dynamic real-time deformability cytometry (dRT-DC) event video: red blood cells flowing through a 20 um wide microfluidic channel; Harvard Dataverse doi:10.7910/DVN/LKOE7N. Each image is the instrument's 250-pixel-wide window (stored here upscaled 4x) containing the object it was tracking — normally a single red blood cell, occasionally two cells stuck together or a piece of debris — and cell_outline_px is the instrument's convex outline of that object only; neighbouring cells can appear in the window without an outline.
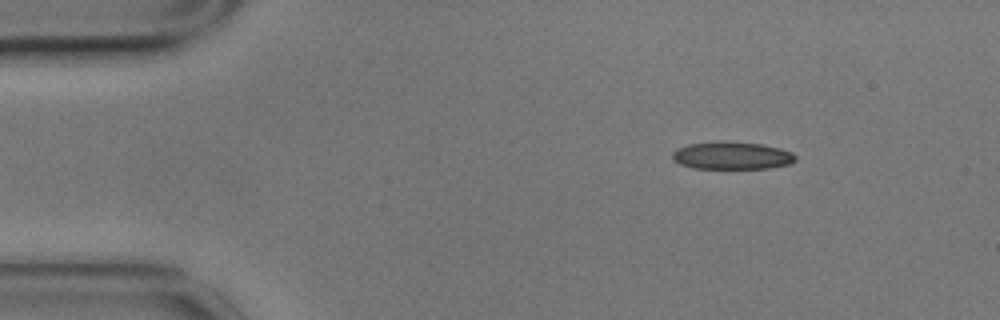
{"species": "common noctule bat (a hibernating species)", "species_latin": "Nyctalus noctula", "temperature_condition": "cold", "stored_images_in_passage": 9, "camera_frame_rate_fps": 3000, "um_per_image_px": 0.085, "animal": {"sex": "male", "body_mass_g": 17.9}, "frame": {"image": 1, "passage_image": 1, "time_ms": 0.0, "image_size_px": [1000, 320], "cell_outline_px": [[796, 160], [792, 164], [768, 168], [692, 168], [680, 164], [672, 160], [672, 152], [676, 148], [688, 144], [720, 140], [724, 140], [760, 144], [780, 148], [792, 152], [796, 156]], "centroid_in_image_um": [62.19, 13.21], "position_along_channel_um": 22.8, "area_um2": 20.11}}
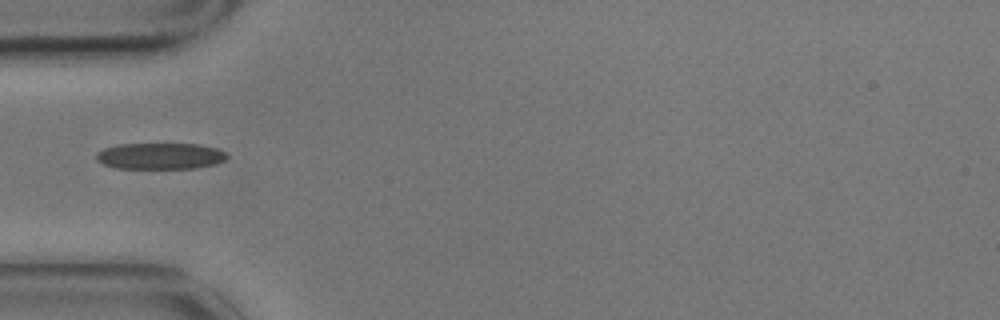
{"frame": {"image": 2, "passage_image": 4, "time_ms": 1.0, "image_size_px": [1000, 320], "cell_outline_px": [[228, 156], [224, 160], [216, 164], [196, 168], [116, 168], [104, 164], [96, 160], [96, 152], [104, 148], [120, 144], [196, 144], [216, 148], [228, 152]], "centroid_in_image_um": [13.63, 13.26], "position_along_channel_um": 71.4, "area_um2": 20.06}}